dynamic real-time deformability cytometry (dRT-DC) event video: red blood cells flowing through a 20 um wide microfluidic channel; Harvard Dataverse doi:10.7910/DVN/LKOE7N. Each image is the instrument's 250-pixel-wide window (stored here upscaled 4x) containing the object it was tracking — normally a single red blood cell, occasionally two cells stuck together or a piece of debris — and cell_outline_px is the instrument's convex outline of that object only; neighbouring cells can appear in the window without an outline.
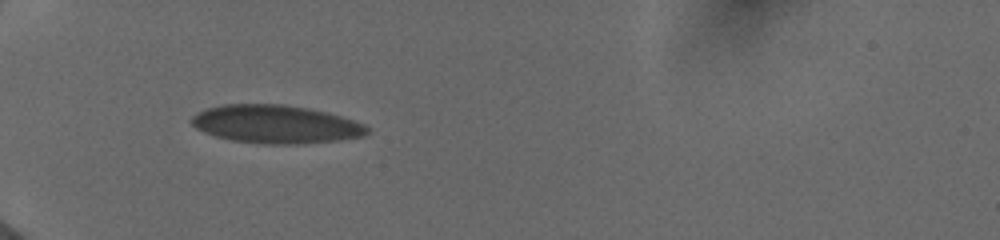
{"species": "human", "species_latin": "Homo sapiens", "temperature_condition": "cold", "stored_images_in_passage": 4, "camera_frame_rate_fps": 3000, "um_per_image_px": 0.085, "donor": {"sex": "female"}, "frame": {"image": 1, "passage_image": 1, "time_ms": 0.0, "image_size_px": [1000, 240], "cell_outline_px": [[368, 132], [364, 136], [340, 140], [300, 144], [264, 144], [232, 140], [216, 136], [204, 132], [196, 128], [188, 120], [196, 112], [208, 108], [224, 104], [280, 104], [308, 108], [328, 112], [364, 124], [368, 128]], "centroid_in_image_um": [23.42, 10.56], "position_along_channel_um": 61.6, "area_um2": 39.13}}
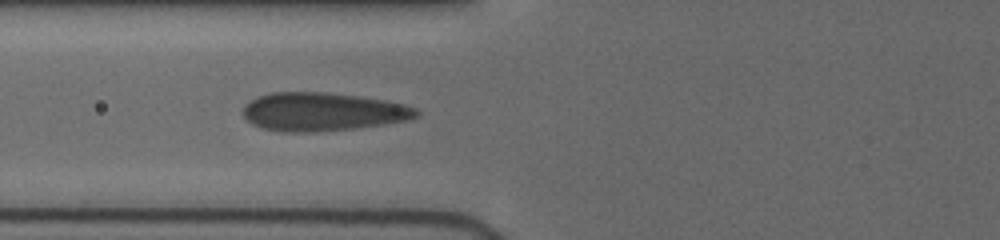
{"frame": {"image": 2, "passage_image": 4, "time_ms": 1.333, "image_size_px": [1000, 240], "cell_outline_px": [[420, 116], [412, 120], [356, 128], [316, 132], [280, 132], [260, 128], [252, 124], [244, 116], [244, 104], [260, 96], [272, 92], [324, 92], [356, 96], [384, 100], [404, 104], [416, 108], [420, 112]], "centroid_in_image_um": [27.45, 9.51], "position_along_channel_um": 98.3, "area_um2": 38.96}}